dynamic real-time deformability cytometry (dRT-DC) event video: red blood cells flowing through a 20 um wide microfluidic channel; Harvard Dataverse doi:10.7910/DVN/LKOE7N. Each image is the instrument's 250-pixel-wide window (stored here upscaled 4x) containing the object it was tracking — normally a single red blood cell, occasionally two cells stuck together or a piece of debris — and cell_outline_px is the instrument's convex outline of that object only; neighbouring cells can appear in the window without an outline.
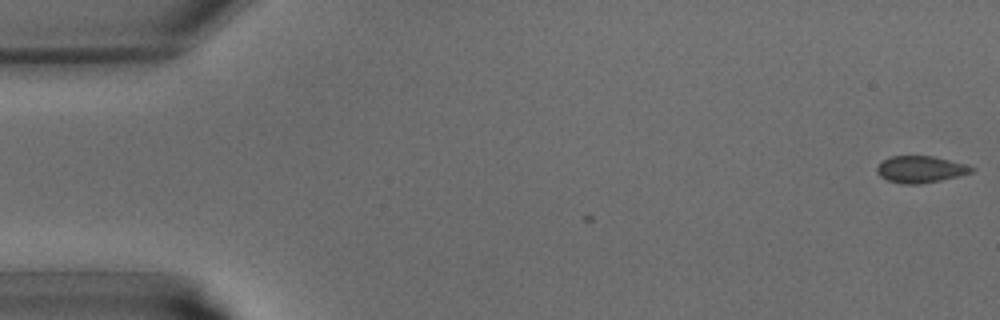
{"species": "common noctule bat (a hibernating species)", "species_latin": "Nyctalus noctula", "temperature_condition": "warm", "stored_images_in_passage": 2, "camera_frame_rate_fps": 3000, "um_per_image_px": 0.085, "animal": {"sex": "male", "body_mass_g": 15.6}, "frame": {"image": 1, "passage_image": 2, "time_ms": 0.333, "image_size_px": [1000, 320], "cell_outline_px": [[976, 168], [972, 172], [940, 180], [920, 184], [900, 184], [888, 180], [880, 176], [876, 172], [876, 168], [884, 160], [892, 156], [932, 156], [964, 164]], "centroid_in_image_um": [78.21, 14.4], "position_along_channel_um": 6.8, "area_um2": 14.51}}